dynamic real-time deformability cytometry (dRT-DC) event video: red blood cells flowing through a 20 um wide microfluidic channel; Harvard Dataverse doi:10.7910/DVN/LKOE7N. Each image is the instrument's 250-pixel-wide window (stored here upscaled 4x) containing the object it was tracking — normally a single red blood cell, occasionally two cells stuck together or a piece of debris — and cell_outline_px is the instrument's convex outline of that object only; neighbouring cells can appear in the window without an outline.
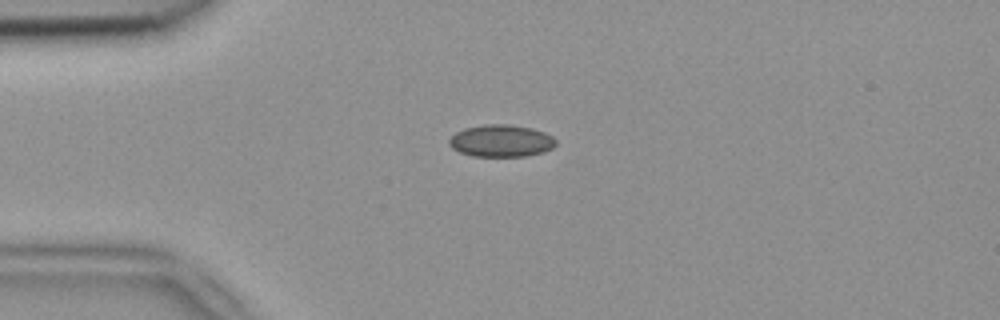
{"species": "common noctule bat (a hibernating species)", "species_latin": "Nyctalus noctula", "temperature_condition": "room temperature", "stored_images_in_passage": 5, "camera_frame_rate_fps": 3000, "um_per_image_px": 0.085, "animal": {"sex": "female", "body_mass_g": 18.4}, "frame": {"image": 1, "passage_image": 3, "time_ms": 0.667, "image_size_px": [1000, 320], "cell_outline_px": [[556, 144], [552, 148], [544, 152], [524, 156], [472, 156], [460, 152], [452, 148], [448, 144], [448, 140], [456, 132], [464, 128], [484, 124], [508, 124], [532, 128], [544, 132], [552, 136], [556, 140]], "centroid_in_image_um": [42.59, 11.96], "position_along_channel_um": 42.4, "area_um2": 20.06}}